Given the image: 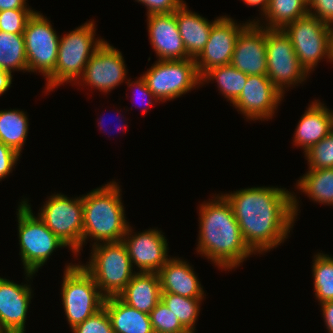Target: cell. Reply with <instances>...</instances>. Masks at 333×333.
<instances>
[{
  "instance_id": "obj_6",
  "label": "cell",
  "mask_w": 333,
  "mask_h": 333,
  "mask_svg": "<svg viewBox=\"0 0 333 333\" xmlns=\"http://www.w3.org/2000/svg\"><path fill=\"white\" fill-rule=\"evenodd\" d=\"M89 262L81 266L92 276L107 298L118 296L137 273L133 271L126 245L120 242L92 245Z\"/></svg>"
},
{
  "instance_id": "obj_10",
  "label": "cell",
  "mask_w": 333,
  "mask_h": 333,
  "mask_svg": "<svg viewBox=\"0 0 333 333\" xmlns=\"http://www.w3.org/2000/svg\"><path fill=\"white\" fill-rule=\"evenodd\" d=\"M159 103L176 99L201 86L195 59L157 60L142 75Z\"/></svg>"
},
{
  "instance_id": "obj_1",
  "label": "cell",
  "mask_w": 333,
  "mask_h": 333,
  "mask_svg": "<svg viewBox=\"0 0 333 333\" xmlns=\"http://www.w3.org/2000/svg\"><path fill=\"white\" fill-rule=\"evenodd\" d=\"M221 194L231 204L243 239L255 254L284 243L300 213L298 197L286 188L260 186Z\"/></svg>"
},
{
  "instance_id": "obj_33",
  "label": "cell",
  "mask_w": 333,
  "mask_h": 333,
  "mask_svg": "<svg viewBox=\"0 0 333 333\" xmlns=\"http://www.w3.org/2000/svg\"><path fill=\"white\" fill-rule=\"evenodd\" d=\"M304 155L309 170L333 168V130Z\"/></svg>"
},
{
  "instance_id": "obj_18",
  "label": "cell",
  "mask_w": 333,
  "mask_h": 333,
  "mask_svg": "<svg viewBox=\"0 0 333 333\" xmlns=\"http://www.w3.org/2000/svg\"><path fill=\"white\" fill-rule=\"evenodd\" d=\"M32 292L28 283L0 277V329L4 333H25Z\"/></svg>"
},
{
  "instance_id": "obj_7",
  "label": "cell",
  "mask_w": 333,
  "mask_h": 333,
  "mask_svg": "<svg viewBox=\"0 0 333 333\" xmlns=\"http://www.w3.org/2000/svg\"><path fill=\"white\" fill-rule=\"evenodd\" d=\"M61 284V298L70 328L83 323L104 306L105 296L81 263H67Z\"/></svg>"
},
{
  "instance_id": "obj_30",
  "label": "cell",
  "mask_w": 333,
  "mask_h": 333,
  "mask_svg": "<svg viewBox=\"0 0 333 333\" xmlns=\"http://www.w3.org/2000/svg\"><path fill=\"white\" fill-rule=\"evenodd\" d=\"M312 262L316 299L319 304L333 301V256L318 252Z\"/></svg>"
},
{
  "instance_id": "obj_32",
  "label": "cell",
  "mask_w": 333,
  "mask_h": 333,
  "mask_svg": "<svg viewBox=\"0 0 333 333\" xmlns=\"http://www.w3.org/2000/svg\"><path fill=\"white\" fill-rule=\"evenodd\" d=\"M149 316L154 333H190L162 301L155 306Z\"/></svg>"
},
{
  "instance_id": "obj_22",
  "label": "cell",
  "mask_w": 333,
  "mask_h": 333,
  "mask_svg": "<svg viewBox=\"0 0 333 333\" xmlns=\"http://www.w3.org/2000/svg\"><path fill=\"white\" fill-rule=\"evenodd\" d=\"M187 7L185 2L175 11V16L185 50L191 59H196L209 39L213 24L220 17H216L211 22Z\"/></svg>"
},
{
  "instance_id": "obj_21",
  "label": "cell",
  "mask_w": 333,
  "mask_h": 333,
  "mask_svg": "<svg viewBox=\"0 0 333 333\" xmlns=\"http://www.w3.org/2000/svg\"><path fill=\"white\" fill-rule=\"evenodd\" d=\"M293 143L306 153L332 131L331 116L327 106L320 100L308 105L296 126Z\"/></svg>"
},
{
  "instance_id": "obj_15",
  "label": "cell",
  "mask_w": 333,
  "mask_h": 333,
  "mask_svg": "<svg viewBox=\"0 0 333 333\" xmlns=\"http://www.w3.org/2000/svg\"><path fill=\"white\" fill-rule=\"evenodd\" d=\"M122 242L127 247L132 267L136 266L141 273H157L170 257L167 239L156 228L136 233L129 225Z\"/></svg>"
},
{
  "instance_id": "obj_40",
  "label": "cell",
  "mask_w": 333,
  "mask_h": 333,
  "mask_svg": "<svg viewBox=\"0 0 333 333\" xmlns=\"http://www.w3.org/2000/svg\"><path fill=\"white\" fill-rule=\"evenodd\" d=\"M322 317L328 333H333V301H327L320 304Z\"/></svg>"
},
{
  "instance_id": "obj_23",
  "label": "cell",
  "mask_w": 333,
  "mask_h": 333,
  "mask_svg": "<svg viewBox=\"0 0 333 333\" xmlns=\"http://www.w3.org/2000/svg\"><path fill=\"white\" fill-rule=\"evenodd\" d=\"M118 297L128 306L150 314L161 301L158 273L137 272Z\"/></svg>"
},
{
  "instance_id": "obj_34",
  "label": "cell",
  "mask_w": 333,
  "mask_h": 333,
  "mask_svg": "<svg viewBox=\"0 0 333 333\" xmlns=\"http://www.w3.org/2000/svg\"><path fill=\"white\" fill-rule=\"evenodd\" d=\"M35 9H8L0 11V30L7 33L23 34L27 20Z\"/></svg>"
},
{
  "instance_id": "obj_13",
  "label": "cell",
  "mask_w": 333,
  "mask_h": 333,
  "mask_svg": "<svg viewBox=\"0 0 333 333\" xmlns=\"http://www.w3.org/2000/svg\"><path fill=\"white\" fill-rule=\"evenodd\" d=\"M127 72L120 50L104 41L91 56L77 84L83 83V87L90 86L107 94L124 82Z\"/></svg>"
},
{
  "instance_id": "obj_39",
  "label": "cell",
  "mask_w": 333,
  "mask_h": 333,
  "mask_svg": "<svg viewBox=\"0 0 333 333\" xmlns=\"http://www.w3.org/2000/svg\"><path fill=\"white\" fill-rule=\"evenodd\" d=\"M130 78L129 80L127 79V82L125 81V83L128 85V87H134L135 89V94L138 97H141L142 103H144V110L142 114H146L148 112V108L150 105H152L154 103H158V99L154 96V94L149 90V87L147 86L144 78L142 77V75H140V77L138 79H136V81H132L130 82ZM148 98V99H147ZM140 100V101H141ZM147 100V101H144ZM141 103V102H140ZM141 106V105H140ZM139 106V107H140ZM146 106V107H145Z\"/></svg>"
},
{
  "instance_id": "obj_11",
  "label": "cell",
  "mask_w": 333,
  "mask_h": 333,
  "mask_svg": "<svg viewBox=\"0 0 333 333\" xmlns=\"http://www.w3.org/2000/svg\"><path fill=\"white\" fill-rule=\"evenodd\" d=\"M267 76L284 95L310 76L301 66L291 39L282 29H266ZM308 76V77H307Z\"/></svg>"
},
{
  "instance_id": "obj_44",
  "label": "cell",
  "mask_w": 333,
  "mask_h": 333,
  "mask_svg": "<svg viewBox=\"0 0 333 333\" xmlns=\"http://www.w3.org/2000/svg\"><path fill=\"white\" fill-rule=\"evenodd\" d=\"M118 118H119V117H118ZM116 119H117V118H116ZM119 120H120V119H119ZM104 121H105V120H104ZM121 121H123V120H122V119L120 120V124H119L120 126L118 125V129H117V130H119V131H120L121 129H122V130L127 129V128H125V127H127V126H124V127L122 126L123 123H121ZM98 125L101 127V129H103V128H102V125H103V118H101V119L98 121ZM103 127H104V126H103ZM122 127H123L124 129H123ZM104 130H105V129H104ZM104 133H105V132H104Z\"/></svg>"
},
{
  "instance_id": "obj_5",
  "label": "cell",
  "mask_w": 333,
  "mask_h": 333,
  "mask_svg": "<svg viewBox=\"0 0 333 333\" xmlns=\"http://www.w3.org/2000/svg\"><path fill=\"white\" fill-rule=\"evenodd\" d=\"M29 200L22 199L17 208L19 255L25 279L29 280L44 266L58 248H68L37 216H34ZM29 278V279H28Z\"/></svg>"
},
{
  "instance_id": "obj_3",
  "label": "cell",
  "mask_w": 333,
  "mask_h": 333,
  "mask_svg": "<svg viewBox=\"0 0 333 333\" xmlns=\"http://www.w3.org/2000/svg\"><path fill=\"white\" fill-rule=\"evenodd\" d=\"M121 190L116 181H110L83 195L82 247L90 238L92 245L123 240L129 222Z\"/></svg>"
},
{
  "instance_id": "obj_9",
  "label": "cell",
  "mask_w": 333,
  "mask_h": 333,
  "mask_svg": "<svg viewBox=\"0 0 333 333\" xmlns=\"http://www.w3.org/2000/svg\"><path fill=\"white\" fill-rule=\"evenodd\" d=\"M283 31L289 36L301 66L308 74L324 58L332 63L331 27L307 14L289 23Z\"/></svg>"
},
{
  "instance_id": "obj_25",
  "label": "cell",
  "mask_w": 333,
  "mask_h": 333,
  "mask_svg": "<svg viewBox=\"0 0 333 333\" xmlns=\"http://www.w3.org/2000/svg\"><path fill=\"white\" fill-rule=\"evenodd\" d=\"M307 14L308 4L304 0H269L265 13L260 17L262 18L264 16L262 20H266L263 23L258 19L248 21L255 22L266 29L283 30L289 23Z\"/></svg>"
},
{
  "instance_id": "obj_28",
  "label": "cell",
  "mask_w": 333,
  "mask_h": 333,
  "mask_svg": "<svg viewBox=\"0 0 333 333\" xmlns=\"http://www.w3.org/2000/svg\"><path fill=\"white\" fill-rule=\"evenodd\" d=\"M247 78V74L228 64L208 70L201 77V85L216 80L218 90L232 104L240 96Z\"/></svg>"
},
{
  "instance_id": "obj_20",
  "label": "cell",
  "mask_w": 333,
  "mask_h": 333,
  "mask_svg": "<svg viewBox=\"0 0 333 333\" xmlns=\"http://www.w3.org/2000/svg\"><path fill=\"white\" fill-rule=\"evenodd\" d=\"M194 268L186 260L170 257L157 272L161 293L177 294L187 298H204L203 286Z\"/></svg>"
},
{
  "instance_id": "obj_36",
  "label": "cell",
  "mask_w": 333,
  "mask_h": 333,
  "mask_svg": "<svg viewBox=\"0 0 333 333\" xmlns=\"http://www.w3.org/2000/svg\"><path fill=\"white\" fill-rule=\"evenodd\" d=\"M308 14L318 18L324 24L333 26V0H310Z\"/></svg>"
},
{
  "instance_id": "obj_12",
  "label": "cell",
  "mask_w": 333,
  "mask_h": 333,
  "mask_svg": "<svg viewBox=\"0 0 333 333\" xmlns=\"http://www.w3.org/2000/svg\"><path fill=\"white\" fill-rule=\"evenodd\" d=\"M23 34L28 72L42 73L47 78L55 70L60 36L40 11L27 20Z\"/></svg>"
},
{
  "instance_id": "obj_24",
  "label": "cell",
  "mask_w": 333,
  "mask_h": 333,
  "mask_svg": "<svg viewBox=\"0 0 333 333\" xmlns=\"http://www.w3.org/2000/svg\"><path fill=\"white\" fill-rule=\"evenodd\" d=\"M103 307L114 333H154L149 314L128 306L118 296L105 298Z\"/></svg>"
},
{
  "instance_id": "obj_45",
  "label": "cell",
  "mask_w": 333,
  "mask_h": 333,
  "mask_svg": "<svg viewBox=\"0 0 333 333\" xmlns=\"http://www.w3.org/2000/svg\"><path fill=\"white\" fill-rule=\"evenodd\" d=\"M331 42H332V60H333V26L331 27Z\"/></svg>"
},
{
  "instance_id": "obj_17",
  "label": "cell",
  "mask_w": 333,
  "mask_h": 333,
  "mask_svg": "<svg viewBox=\"0 0 333 333\" xmlns=\"http://www.w3.org/2000/svg\"><path fill=\"white\" fill-rule=\"evenodd\" d=\"M230 64L247 75H267L265 27L249 22L240 31Z\"/></svg>"
},
{
  "instance_id": "obj_8",
  "label": "cell",
  "mask_w": 333,
  "mask_h": 333,
  "mask_svg": "<svg viewBox=\"0 0 333 333\" xmlns=\"http://www.w3.org/2000/svg\"><path fill=\"white\" fill-rule=\"evenodd\" d=\"M47 199L37 216L77 257L83 250V195L69 198L57 193Z\"/></svg>"
},
{
  "instance_id": "obj_4",
  "label": "cell",
  "mask_w": 333,
  "mask_h": 333,
  "mask_svg": "<svg viewBox=\"0 0 333 333\" xmlns=\"http://www.w3.org/2000/svg\"><path fill=\"white\" fill-rule=\"evenodd\" d=\"M95 25L94 20L87 21L60 38L55 70L46 78L47 94L65 82L75 85L82 77L91 56L105 41L95 38Z\"/></svg>"
},
{
  "instance_id": "obj_35",
  "label": "cell",
  "mask_w": 333,
  "mask_h": 333,
  "mask_svg": "<svg viewBox=\"0 0 333 333\" xmlns=\"http://www.w3.org/2000/svg\"><path fill=\"white\" fill-rule=\"evenodd\" d=\"M73 333H114L110 318L103 307L83 323L71 329Z\"/></svg>"
},
{
  "instance_id": "obj_42",
  "label": "cell",
  "mask_w": 333,
  "mask_h": 333,
  "mask_svg": "<svg viewBox=\"0 0 333 333\" xmlns=\"http://www.w3.org/2000/svg\"><path fill=\"white\" fill-rule=\"evenodd\" d=\"M13 75L0 68V96L5 93L12 84Z\"/></svg>"
},
{
  "instance_id": "obj_16",
  "label": "cell",
  "mask_w": 333,
  "mask_h": 333,
  "mask_svg": "<svg viewBox=\"0 0 333 333\" xmlns=\"http://www.w3.org/2000/svg\"><path fill=\"white\" fill-rule=\"evenodd\" d=\"M235 21L228 15H222L213 24L203 51L195 59L196 69L200 77L211 68L231 63L238 34L249 23L246 21L237 24Z\"/></svg>"
},
{
  "instance_id": "obj_43",
  "label": "cell",
  "mask_w": 333,
  "mask_h": 333,
  "mask_svg": "<svg viewBox=\"0 0 333 333\" xmlns=\"http://www.w3.org/2000/svg\"><path fill=\"white\" fill-rule=\"evenodd\" d=\"M242 1L248 6H258L262 13L259 15H263L265 13L269 4V0H242Z\"/></svg>"
},
{
  "instance_id": "obj_26",
  "label": "cell",
  "mask_w": 333,
  "mask_h": 333,
  "mask_svg": "<svg viewBox=\"0 0 333 333\" xmlns=\"http://www.w3.org/2000/svg\"><path fill=\"white\" fill-rule=\"evenodd\" d=\"M297 181L296 188L309 199L333 206V168L308 170Z\"/></svg>"
},
{
  "instance_id": "obj_27",
  "label": "cell",
  "mask_w": 333,
  "mask_h": 333,
  "mask_svg": "<svg viewBox=\"0 0 333 333\" xmlns=\"http://www.w3.org/2000/svg\"><path fill=\"white\" fill-rule=\"evenodd\" d=\"M28 130V115L23 110H0V141L20 155L27 140Z\"/></svg>"
},
{
  "instance_id": "obj_14",
  "label": "cell",
  "mask_w": 333,
  "mask_h": 333,
  "mask_svg": "<svg viewBox=\"0 0 333 333\" xmlns=\"http://www.w3.org/2000/svg\"><path fill=\"white\" fill-rule=\"evenodd\" d=\"M284 95L267 75H248L240 96L232 103L248 120L272 119Z\"/></svg>"
},
{
  "instance_id": "obj_31",
  "label": "cell",
  "mask_w": 333,
  "mask_h": 333,
  "mask_svg": "<svg viewBox=\"0 0 333 333\" xmlns=\"http://www.w3.org/2000/svg\"><path fill=\"white\" fill-rule=\"evenodd\" d=\"M204 298H187L177 294L161 293V301L179 319L190 332L195 333V324L200 313L201 301Z\"/></svg>"
},
{
  "instance_id": "obj_2",
  "label": "cell",
  "mask_w": 333,
  "mask_h": 333,
  "mask_svg": "<svg viewBox=\"0 0 333 333\" xmlns=\"http://www.w3.org/2000/svg\"><path fill=\"white\" fill-rule=\"evenodd\" d=\"M213 197L199 206L200 230L196 250L217 268L229 271L255 253L243 239L231 204L222 194Z\"/></svg>"
},
{
  "instance_id": "obj_37",
  "label": "cell",
  "mask_w": 333,
  "mask_h": 333,
  "mask_svg": "<svg viewBox=\"0 0 333 333\" xmlns=\"http://www.w3.org/2000/svg\"><path fill=\"white\" fill-rule=\"evenodd\" d=\"M135 1L147 7L146 15L172 13L175 12L185 3V1L183 0H135Z\"/></svg>"
},
{
  "instance_id": "obj_19",
  "label": "cell",
  "mask_w": 333,
  "mask_h": 333,
  "mask_svg": "<svg viewBox=\"0 0 333 333\" xmlns=\"http://www.w3.org/2000/svg\"><path fill=\"white\" fill-rule=\"evenodd\" d=\"M147 30L157 60L190 58L179 34L175 12L147 15Z\"/></svg>"
},
{
  "instance_id": "obj_38",
  "label": "cell",
  "mask_w": 333,
  "mask_h": 333,
  "mask_svg": "<svg viewBox=\"0 0 333 333\" xmlns=\"http://www.w3.org/2000/svg\"><path fill=\"white\" fill-rule=\"evenodd\" d=\"M20 156L18 152L0 141V181L12 173Z\"/></svg>"
},
{
  "instance_id": "obj_46",
  "label": "cell",
  "mask_w": 333,
  "mask_h": 333,
  "mask_svg": "<svg viewBox=\"0 0 333 333\" xmlns=\"http://www.w3.org/2000/svg\"><path fill=\"white\" fill-rule=\"evenodd\" d=\"M331 116L332 130H333V110H329Z\"/></svg>"
},
{
  "instance_id": "obj_29",
  "label": "cell",
  "mask_w": 333,
  "mask_h": 333,
  "mask_svg": "<svg viewBox=\"0 0 333 333\" xmlns=\"http://www.w3.org/2000/svg\"><path fill=\"white\" fill-rule=\"evenodd\" d=\"M0 68L11 74L14 71L28 72L24 34L0 30Z\"/></svg>"
},
{
  "instance_id": "obj_41",
  "label": "cell",
  "mask_w": 333,
  "mask_h": 333,
  "mask_svg": "<svg viewBox=\"0 0 333 333\" xmlns=\"http://www.w3.org/2000/svg\"><path fill=\"white\" fill-rule=\"evenodd\" d=\"M27 0H0V11L8 9H31Z\"/></svg>"
}]
</instances>
